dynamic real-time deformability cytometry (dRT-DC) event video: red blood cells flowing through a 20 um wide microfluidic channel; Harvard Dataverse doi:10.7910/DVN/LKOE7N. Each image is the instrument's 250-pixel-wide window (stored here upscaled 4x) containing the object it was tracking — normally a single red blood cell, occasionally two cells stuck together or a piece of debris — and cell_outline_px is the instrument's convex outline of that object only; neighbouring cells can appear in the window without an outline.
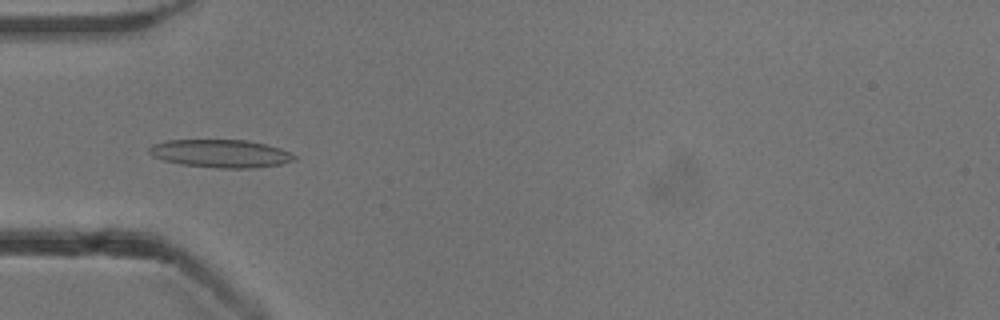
{"species": "common noctule bat (a hibernating species)", "species_latin": "Nyctalus noctula", "temperature_condition": "cold", "stored_images_in_passage": 40, "camera_frame_rate_fps": 3000, "um_per_image_px": 0.085, "animal": {"sex": "male", "body_mass_g": 13.3}, "frame": {"image": 1, "passage_image": 4, "time_ms": 1.0, "image_size_px": [1000, 320], "cell_outline_px": [[296, 160], [280, 164], [252, 168], [220, 168], [180, 164], [164, 160], [152, 156], [148, 152], [148, 148], [152, 144], [168, 140], [244, 140], [264, 144], [280, 148], [296, 156]], "centroid_in_image_um": [18.73, 13.05], "position_along_channel_um": 66.3, "area_um2": 23.52}}
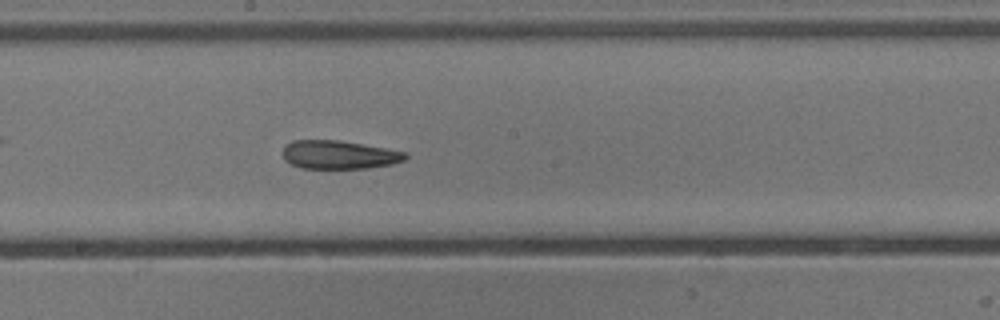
{"frame": {"image": 2, "passage_image": 16, "time_ms": 5.0, "image_size_px": [1000, 320], "cell_outline_px": [[408, 156], [404, 160], [392, 164], [368, 168], [300, 168], [284, 160], [284, 148], [292, 140], [340, 140], [408, 152]], "centroid_in_image_um": [28.85, 13.15], "position_along_channel_um": 219.4, "area_um2": 20.29}}
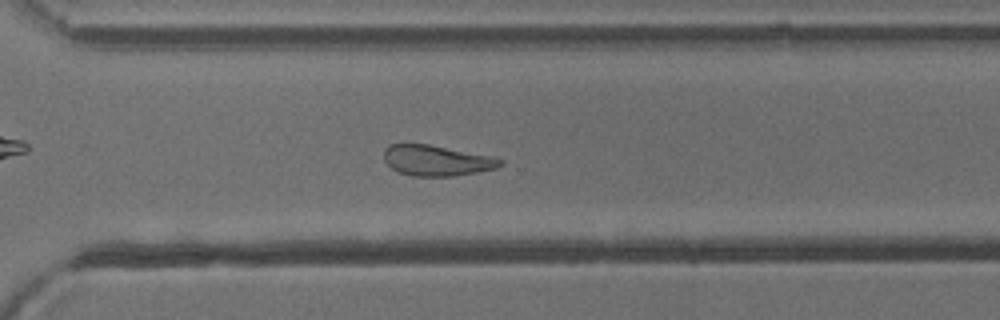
{"frame": {"image": 3, "passage_image": 25, "time_ms": 8.0, "image_size_px": [1000, 320], "cell_outline_px": [[504, 164], [496, 168], [476, 172], [452, 176], [412, 176], [400, 172], [392, 168], [384, 160], [384, 148], [388, 144], [428, 144], [492, 156], [504, 160]], "centroid_in_image_um": [37.12, 13.64], "position_along_channel_um": 333.5, "area_um2": 20.69}, "authors_computed_cell_mechanics": {"area_um2": 22.253, "velocity_mm_per_s": 3.8138, "shape_relaxation_time_tau1_ms": null, "shape_relaxation_time_tau2_ms": 8.3195, "deformation_change_tau1": null, "deformation_change_tau2": 0.1874}}